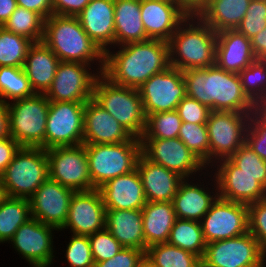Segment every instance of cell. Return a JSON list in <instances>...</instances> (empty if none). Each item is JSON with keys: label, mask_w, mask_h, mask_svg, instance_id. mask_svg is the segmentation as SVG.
Listing matches in <instances>:
<instances>
[{"label": "cell", "mask_w": 266, "mask_h": 267, "mask_svg": "<svg viewBox=\"0 0 266 267\" xmlns=\"http://www.w3.org/2000/svg\"><path fill=\"white\" fill-rule=\"evenodd\" d=\"M108 49L102 74L111 82L139 89L151 76L170 67L169 42L148 39Z\"/></svg>", "instance_id": "6da1fadb"}, {"label": "cell", "mask_w": 266, "mask_h": 267, "mask_svg": "<svg viewBox=\"0 0 266 267\" xmlns=\"http://www.w3.org/2000/svg\"><path fill=\"white\" fill-rule=\"evenodd\" d=\"M186 96L206 105L211 111L253 114L257 106L244 93L237 73L216 65L183 71Z\"/></svg>", "instance_id": "7a4b0ae2"}, {"label": "cell", "mask_w": 266, "mask_h": 267, "mask_svg": "<svg viewBox=\"0 0 266 267\" xmlns=\"http://www.w3.org/2000/svg\"><path fill=\"white\" fill-rule=\"evenodd\" d=\"M42 42L60 61L91 65L96 60L100 73L104 69L105 53L84 31L77 16L52 14L44 22Z\"/></svg>", "instance_id": "3957f363"}, {"label": "cell", "mask_w": 266, "mask_h": 267, "mask_svg": "<svg viewBox=\"0 0 266 267\" xmlns=\"http://www.w3.org/2000/svg\"><path fill=\"white\" fill-rule=\"evenodd\" d=\"M216 41L217 33L198 16L187 17L169 41L170 66L181 71L214 66Z\"/></svg>", "instance_id": "277c9868"}, {"label": "cell", "mask_w": 266, "mask_h": 267, "mask_svg": "<svg viewBox=\"0 0 266 267\" xmlns=\"http://www.w3.org/2000/svg\"><path fill=\"white\" fill-rule=\"evenodd\" d=\"M93 99L133 137H142L146 116L138 89L117 85L100 73L94 85Z\"/></svg>", "instance_id": "5b68a950"}, {"label": "cell", "mask_w": 266, "mask_h": 267, "mask_svg": "<svg viewBox=\"0 0 266 267\" xmlns=\"http://www.w3.org/2000/svg\"><path fill=\"white\" fill-rule=\"evenodd\" d=\"M90 178L95 189L107 181L136 169L141 155V141L131 137L116 144H85Z\"/></svg>", "instance_id": "8992f818"}, {"label": "cell", "mask_w": 266, "mask_h": 267, "mask_svg": "<svg viewBox=\"0 0 266 267\" xmlns=\"http://www.w3.org/2000/svg\"><path fill=\"white\" fill-rule=\"evenodd\" d=\"M0 177L9 197L29 199L49 179L46 150L20 147Z\"/></svg>", "instance_id": "52a82bcc"}, {"label": "cell", "mask_w": 266, "mask_h": 267, "mask_svg": "<svg viewBox=\"0 0 266 267\" xmlns=\"http://www.w3.org/2000/svg\"><path fill=\"white\" fill-rule=\"evenodd\" d=\"M9 135L21 147H40L45 150L46 121L49 100L45 94L8 102Z\"/></svg>", "instance_id": "ba28073f"}, {"label": "cell", "mask_w": 266, "mask_h": 267, "mask_svg": "<svg viewBox=\"0 0 266 267\" xmlns=\"http://www.w3.org/2000/svg\"><path fill=\"white\" fill-rule=\"evenodd\" d=\"M250 117L251 114L234 111H210L206 122L210 166L216 159L229 158L245 143Z\"/></svg>", "instance_id": "9c48e42d"}, {"label": "cell", "mask_w": 266, "mask_h": 267, "mask_svg": "<svg viewBox=\"0 0 266 267\" xmlns=\"http://www.w3.org/2000/svg\"><path fill=\"white\" fill-rule=\"evenodd\" d=\"M266 252L248 231L244 235L206 244L201 267H261Z\"/></svg>", "instance_id": "30bf717a"}, {"label": "cell", "mask_w": 266, "mask_h": 267, "mask_svg": "<svg viewBox=\"0 0 266 267\" xmlns=\"http://www.w3.org/2000/svg\"><path fill=\"white\" fill-rule=\"evenodd\" d=\"M49 179L75 192L94 190L85 144L58 146L46 150Z\"/></svg>", "instance_id": "8fae6325"}, {"label": "cell", "mask_w": 266, "mask_h": 267, "mask_svg": "<svg viewBox=\"0 0 266 267\" xmlns=\"http://www.w3.org/2000/svg\"><path fill=\"white\" fill-rule=\"evenodd\" d=\"M85 103L49 101L45 150L83 144Z\"/></svg>", "instance_id": "7c38bea8"}, {"label": "cell", "mask_w": 266, "mask_h": 267, "mask_svg": "<svg viewBox=\"0 0 266 267\" xmlns=\"http://www.w3.org/2000/svg\"><path fill=\"white\" fill-rule=\"evenodd\" d=\"M89 67L84 63L60 61L51 87L45 93L46 98L49 101L77 103H86L93 98L100 71L96 74L89 72Z\"/></svg>", "instance_id": "4fadbf2b"}, {"label": "cell", "mask_w": 266, "mask_h": 267, "mask_svg": "<svg viewBox=\"0 0 266 267\" xmlns=\"http://www.w3.org/2000/svg\"><path fill=\"white\" fill-rule=\"evenodd\" d=\"M138 90L145 116L176 110L186 96L183 71L170 66L151 76Z\"/></svg>", "instance_id": "5bb4252c"}, {"label": "cell", "mask_w": 266, "mask_h": 267, "mask_svg": "<svg viewBox=\"0 0 266 267\" xmlns=\"http://www.w3.org/2000/svg\"><path fill=\"white\" fill-rule=\"evenodd\" d=\"M200 224L206 244L244 235L249 231L248 205L218 197Z\"/></svg>", "instance_id": "9a60e30c"}, {"label": "cell", "mask_w": 266, "mask_h": 267, "mask_svg": "<svg viewBox=\"0 0 266 267\" xmlns=\"http://www.w3.org/2000/svg\"><path fill=\"white\" fill-rule=\"evenodd\" d=\"M140 141L141 154L146 159L184 179L208 167L179 138H140Z\"/></svg>", "instance_id": "2e32d148"}, {"label": "cell", "mask_w": 266, "mask_h": 267, "mask_svg": "<svg viewBox=\"0 0 266 267\" xmlns=\"http://www.w3.org/2000/svg\"><path fill=\"white\" fill-rule=\"evenodd\" d=\"M54 230L57 229L30 218L19 227L9 242L33 267H50L55 256L52 238Z\"/></svg>", "instance_id": "e0dca14e"}, {"label": "cell", "mask_w": 266, "mask_h": 267, "mask_svg": "<svg viewBox=\"0 0 266 267\" xmlns=\"http://www.w3.org/2000/svg\"><path fill=\"white\" fill-rule=\"evenodd\" d=\"M217 163L220 164L214 177L219 198L247 205L266 198V189L256 177L242 172V169L235 166L228 158L216 161V165Z\"/></svg>", "instance_id": "ac0fdd59"}, {"label": "cell", "mask_w": 266, "mask_h": 267, "mask_svg": "<svg viewBox=\"0 0 266 267\" xmlns=\"http://www.w3.org/2000/svg\"><path fill=\"white\" fill-rule=\"evenodd\" d=\"M74 192L51 179L43 182L29 198L32 218L60 230L66 222Z\"/></svg>", "instance_id": "d6986e66"}, {"label": "cell", "mask_w": 266, "mask_h": 267, "mask_svg": "<svg viewBox=\"0 0 266 267\" xmlns=\"http://www.w3.org/2000/svg\"><path fill=\"white\" fill-rule=\"evenodd\" d=\"M106 209L98 189L74 192L68 216L60 229H71L75 235H90L105 228Z\"/></svg>", "instance_id": "ffe728a7"}, {"label": "cell", "mask_w": 266, "mask_h": 267, "mask_svg": "<svg viewBox=\"0 0 266 267\" xmlns=\"http://www.w3.org/2000/svg\"><path fill=\"white\" fill-rule=\"evenodd\" d=\"M132 135L93 98L85 103L83 144H116Z\"/></svg>", "instance_id": "44dd1931"}, {"label": "cell", "mask_w": 266, "mask_h": 267, "mask_svg": "<svg viewBox=\"0 0 266 267\" xmlns=\"http://www.w3.org/2000/svg\"><path fill=\"white\" fill-rule=\"evenodd\" d=\"M98 190L105 209H142L147 202L137 168L107 181Z\"/></svg>", "instance_id": "7402d4cb"}, {"label": "cell", "mask_w": 266, "mask_h": 267, "mask_svg": "<svg viewBox=\"0 0 266 267\" xmlns=\"http://www.w3.org/2000/svg\"><path fill=\"white\" fill-rule=\"evenodd\" d=\"M257 60L251 39L236 29L217 32L215 65L227 72L239 74Z\"/></svg>", "instance_id": "603a6c76"}, {"label": "cell", "mask_w": 266, "mask_h": 267, "mask_svg": "<svg viewBox=\"0 0 266 267\" xmlns=\"http://www.w3.org/2000/svg\"><path fill=\"white\" fill-rule=\"evenodd\" d=\"M77 17L84 31L104 53L110 45L115 46L114 0H91Z\"/></svg>", "instance_id": "cb8c5ba5"}, {"label": "cell", "mask_w": 266, "mask_h": 267, "mask_svg": "<svg viewBox=\"0 0 266 267\" xmlns=\"http://www.w3.org/2000/svg\"><path fill=\"white\" fill-rule=\"evenodd\" d=\"M141 17L148 38L166 42L187 18L177 6L160 0H141Z\"/></svg>", "instance_id": "d4e9b609"}, {"label": "cell", "mask_w": 266, "mask_h": 267, "mask_svg": "<svg viewBox=\"0 0 266 267\" xmlns=\"http://www.w3.org/2000/svg\"><path fill=\"white\" fill-rule=\"evenodd\" d=\"M149 202H172L180 183L184 180L179 174L157 165L142 154L136 166Z\"/></svg>", "instance_id": "484cf974"}, {"label": "cell", "mask_w": 266, "mask_h": 267, "mask_svg": "<svg viewBox=\"0 0 266 267\" xmlns=\"http://www.w3.org/2000/svg\"><path fill=\"white\" fill-rule=\"evenodd\" d=\"M105 227L123 247L146 251L141 209H106Z\"/></svg>", "instance_id": "4316f807"}, {"label": "cell", "mask_w": 266, "mask_h": 267, "mask_svg": "<svg viewBox=\"0 0 266 267\" xmlns=\"http://www.w3.org/2000/svg\"><path fill=\"white\" fill-rule=\"evenodd\" d=\"M59 62L54 52L42 41L29 48L23 69L35 93L45 94L51 87Z\"/></svg>", "instance_id": "83f0119b"}, {"label": "cell", "mask_w": 266, "mask_h": 267, "mask_svg": "<svg viewBox=\"0 0 266 267\" xmlns=\"http://www.w3.org/2000/svg\"><path fill=\"white\" fill-rule=\"evenodd\" d=\"M187 180L184 179L180 183L178 191L172 200L173 208L177 218L200 222L219 197L217 182H215L217 192L211 196L208 189L205 190L198 183L197 185L194 183L191 185Z\"/></svg>", "instance_id": "f1b7e54d"}, {"label": "cell", "mask_w": 266, "mask_h": 267, "mask_svg": "<svg viewBox=\"0 0 266 267\" xmlns=\"http://www.w3.org/2000/svg\"><path fill=\"white\" fill-rule=\"evenodd\" d=\"M115 45L148 40L141 17V0H114Z\"/></svg>", "instance_id": "f546056e"}, {"label": "cell", "mask_w": 266, "mask_h": 267, "mask_svg": "<svg viewBox=\"0 0 266 267\" xmlns=\"http://www.w3.org/2000/svg\"><path fill=\"white\" fill-rule=\"evenodd\" d=\"M143 232L147 248L166 243L177 219L172 202H149L143 206Z\"/></svg>", "instance_id": "4dcf8cb0"}, {"label": "cell", "mask_w": 266, "mask_h": 267, "mask_svg": "<svg viewBox=\"0 0 266 267\" xmlns=\"http://www.w3.org/2000/svg\"><path fill=\"white\" fill-rule=\"evenodd\" d=\"M251 0H210L198 17L216 33L236 29L244 18Z\"/></svg>", "instance_id": "1f68e13d"}, {"label": "cell", "mask_w": 266, "mask_h": 267, "mask_svg": "<svg viewBox=\"0 0 266 267\" xmlns=\"http://www.w3.org/2000/svg\"><path fill=\"white\" fill-rule=\"evenodd\" d=\"M30 218L29 199L8 196L0 204V243L9 242L19 227Z\"/></svg>", "instance_id": "d6a6232c"}, {"label": "cell", "mask_w": 266, "mask_h": 267, "mask_svg": "<svg viewBox=\"0 0 266 267\" xmlns=\"http://www.w3.org/2000/svg\"><path fill=\"white\" fill-rule=\"evenodd\" d=\"M168 243L197 255L200 259L206 248L200 222L179 218L171 229Z\"/></svg>", "instance_id": "836d02e7"}, {"label": "cell", "mask_w": 266, "mask_h": 267, "mask_svg": "<svg viewBox=\"0 0 266 267\" xmlns=\"http://www.w3.org/2000/svg\"><path fill=\"white\" fill-rule=\"evenodd\" d=\"M45 19L32 10L17 6L12 15L2 26L6 31L24 36L34 43L41 42Z\"/></svg>", "instance_id": "e575fe53"}, {"label": "cell", "mask_w": 266, "mask_h": 267, "mask_svg": "<svg viewBox=\"0 0 266 267\" xmlns=\"http://www.w3.org/2000/svg\"><path fill=\"white\" fill-rule=\"evenodd\" d=\"M145 254L158 267H201V259L197 255L168 242L148 247Z\"/></svg>", "instance_id": "d590c367"}, {"label": "cell", "mask_w": 266, "mask_h": 267, "mask_svg": "<svg viewBox=\"0 0 266 267\" xmlns=\"http://www.w3.org/2000/svg\"><path fill=\"white\" fill-rule=\"evenodd\" d=\"M34 42L0 27V67H23Z\"/></svg>", "instance_id": "8d00e7d4"}, {"label": "cell", "mask_w": 266, "mask_h": 267, "mask_svg": "<svg viewBox=\"0 0 266 267\" xmlns=\"http://www.w3.org/2000/svg\"><path fill=\"white\" fill-rule=\"evenodd\" d=\"M32 90L23 67H0V99L15 101L31 97Z\"/></svg>", "instance_id": "74e56055"}, {"label": "cell", "mask_w": 266, "mask_h": 267, "mask_svg": "<svg viewBox=\"0 0 266 267\" xmlns=\"http://www.w3.org/2000/svg\"><path fill=\"white\" fill-rule=\"evenodd\" d=\"M238 75L244 93L256 106L266 100V60H255Z\"/></svg>", "instance_id": "f35d334b"}, {"label": "cell", "mask_w": 266, "mask_h": 267, "mask_svg": "<svg viewBox=\"0 0 266 267\" xmlns=\"http://www.w3.org/2000/svg\"><path fill=\"white\" fill-rule=\"evenodd\" d=\"M182 120L176 110L146 116V126L141 138H178Z\"/></svg>", "instance_id": "ab89813d"}, {"label": "cell", "mask_w": 266, "mask_h": 267, "mask_svg": "<svg viewBox=\"0 0 266 267\" xmlns=\"http://www.w3.org/2000/svg\"><path fill=\"white\" fill-rule=\"evenodd\" d=\"M178 138L209 166V137L206 124L182 122Z\"/></svg>", "instance_id": "60d3db41"}, {"label": "cell", "mask_w": 266, "mask_h": 267, "mask_svg": "<svg viewBox=\"0 0 266 267\" xmlns=\"http://www.w3.org/2000/svg\"><path fill=\"white\" fill-rule=\"evenodd\" d=\"M228 159L242 169V172L256 177L266 189V161L262 160L246 142Z\"/></svg>", "instance_id": "b9f144b4"}, {"label": "cell", "mask_w": 266, "mask_h": 267, "mask_svg": "<svg viewBox=\"0 0 266 267\" xmlns=\"http://www.w3.org/2000/svg\"><path fill=\"white\" fill-rule=\"evenodd\" d=\"M266 27V0H251L236 30L252 39Z\"/></svg>", "instance_id": "7bdbcfd3"}, {"label": "cell", "mask_w": 266, "mask_h": 267, "mask_svg": "<svg viewBox=\"0 0 266 267\" xmlns=\"http://www.w3.org/2000/svg\"><path fill=\"white\" fill-rule=\"evenodd\" d=\"M88 238L95 263L113 258L123 248L106 227L88 235Z\"/></svg>", "instance_id": "ee69618b"}, {"label": "cell", "mask_w": 266, "mask_h": 267, "mask_svg": "<svg viewBox=\"0 0 266 267\" xmlns=\"http://www.w3.org/2000/svg\"><path fill=\"white\" fill-rule=\"evenodd\" d=\"M65 256L70 267H94L95 264L87 235L72 234Z\"/></svg>", "instance_id": "f6af8a7d"}, {"label": "cell", "mask_w": 266, "mask_h": 267, "mask_svg": "<svg viewBox=\"0 0 266 267\" xmlns=\"http://www.w3.org/2000/svg\"><path fill=\"white\" fill-rule=\"evenodd\" d=\"M245 142L266 161V120L257 111L249 119Z\"/></svg>", "instance_id": "bcb514c9"}, {"label": "cell", "mask_w": 266, "mask_h": 267, "mask_svg": "<svg viewBox=\"0 0 266 267\" xmlns=\"http://www.w3.org/2000/svg\"><path fill=\"white\" fill-rule=\"evenodd\" d=\"M249 232L266 252V198L248 205Z\"/></svg>", "instance_id": "7dc6e473"}, {"label": "cell", "mask_w": 266, "mask_h": 267, "mask_svg": "<svg viewBox=\"0 0 266 267\" xmlns=\"http://www.w3.org/2000/svg\"><path fill=\"white\" fill-rule=\"evenodd\" d=\"M176 111L182 122L206 124L211 110L196 99L185 96L178 104Z\"/></svg>", "instance_id": "c3c4849f"}, {"label": "cell", "mask_w": 266, "mask_h": 267, "mask_svg": "<svg viewBox=\"0 0 266 267\" xmlns=\"http://www.w3.org/2000/svg\"><path fill=\"white\" fill-rule=\"evenodd\" d=\"M144 254L143 250L123 247L113 258L96 262L94 267H137Z\"/></svg>", "instance_id": "681fc988"}, {"label": "cell", "mask_w": 266, "mask_h": 267, "mask_svg": "<svg viewBox=\"0 0 266 267\" xmlns=\"http://www.w3.org/2000/svg\"><path fill=\"white\" fill-rule=\"evenodd\" d=\"M91 0H52L53 14L78 16Z\"/></svg>", "instance_id": "f907efd6"}, {"label": "cell", "mask_w": 266, "mask_h": 267, "mask_svg": "<svg viewBox=\"0 0 266 267\" xmlns=\"http://www.w3.org/2000/svg\"><path fill=\"white\" fill-rule=\"evenodd\" d=\"M20 147L11 136L0 140V175L13 160Z\"/></svg>", "instance_id": "816d5d0a"}, {"label": "cell", "mask_w": 266, "mask_h": 267, "mask_svg": "<svg viewBox=\"0 0 266 267\" xmlns=\"http://www.w3.org/2000/svg\"><path fill=\"white\" fill-rule=\"evenodd\" d=\"M17 6L35 11L45 20L53 14L52 0H16Z\"/></svg>", "instance_id": "f5cc1de1"}, {"label": "cell", "mask_w": 266, "mask_h": 267, "mask_svg": "<svg viewBox=\"0 0 266 267\" xmlns=\"http://www.w3.org/2000/svg\"><path fill=\"white\" fill-rule=\"evenodd\" d=\"M257 60H266V27L251 39Z\"/></svg>", "instance_id": "db71d44e"}, {"label": "cell", "mask_w": 266, "mask_h": 267, "mask_svg": "<svg viewBox=\"0 0 266 267\" xmlns=\"http://www.w3.org/2000/svg\"><path fill=\"white\" fill-rule=\"evenodd\" d=\"M182 12L187 16H198L210 0H181Z\"/></svg>", "instance_id": "11a10c76"}, {"label": "cell", "mask_w": 266, "mask_h": 267, "mask_svg": "<svg viewBox=\"0 0 266 267\" xmlns=\"http://www.w3.org/2000/svg\"><path fill=\"white\" fill-rule=\"evenodd\" d=\"M9 136L8 105L0 99V140Z\"/></svg>", "instance_id": "9f6ffc18"}, {"label": "cell", "mask_w": 266, "mask_h": 267, "mask_svg": "<svg viewBox=\"0 0 266 267\" xmlns=\"http://www.w3.org/2000/svg\"><path fill=\"white\" fill-rule=\"evenodd\" d=\"M16 8V0H0V27L5 24Z\"/></svg>", "instance_id": "6f0895ef"}, {"label": "cell", "mask_w": 266, "mask_h": 267, "mask_svg": "<svg viewBox=\"0 0 266 267\" xmlns=\"http://www.w3.org/2000/svg\"><path fill=\"white\" fill-rule=\"evenodd\" d=\"M137 267H158V266L154 264L146 254H144L143 257L138 262Z\"/></svg>", "instance_id": "680465c9"}, {"label": "cell", "mask_w": 266, "mask_h": 267, "mask_svg": "<svg viewBox=\"0 0 266 267\" xmlns=\"http://www.w3.org/2000/svg\"><path fill=\"white\" fill-rule=\"evenodd\" d=\"M257 112L266 120V100L257 106Z\"/></svg>", "instance_id": "91938a15"}, {"label": "cell", "mask_w": 266, "mask_h": 267, "mask_svg": "<svg viewBox=\"0 0 266 267\" xmlns=\"http://www.w3.org/2000/svg\"><path fill=\"white\" fill-rule=\"evenodd\" d=\"M8 197L6 189L0 177V204Z\"/></svg>", "instance_id": "94428289"}, {"label": "cell", "mask_w": 266, "mask_h": 267, "mask_svg": "<svg viewBox=\"0 0 266 267\" xmlns=\"http://www.w3.org/2000/svg\"><path fill=\"white\" fill-rule=\"evenodd\" d=\"M160 1H165V2L171 3V4L175 5V6H177L182 11V2H181V0H160Z\"/></svg>", "instance_id": "6125c7cd"}]
</instances>
